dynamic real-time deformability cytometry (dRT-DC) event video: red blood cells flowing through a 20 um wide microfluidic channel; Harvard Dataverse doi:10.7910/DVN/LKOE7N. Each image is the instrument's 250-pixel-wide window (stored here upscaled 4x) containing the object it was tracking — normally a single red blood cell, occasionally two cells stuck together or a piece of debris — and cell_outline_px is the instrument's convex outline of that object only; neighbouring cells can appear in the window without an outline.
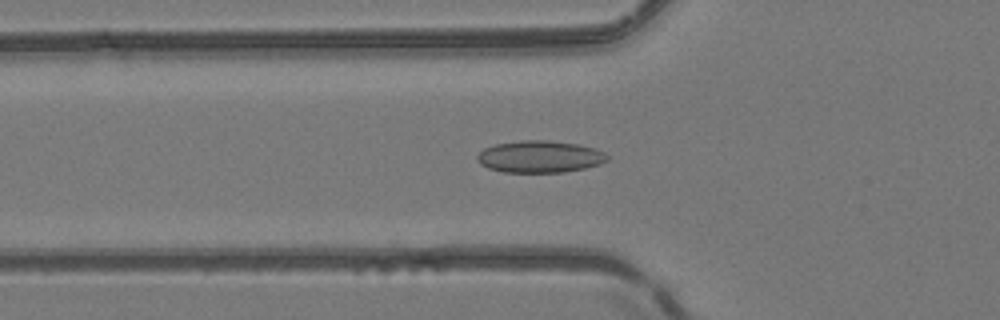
{"species": "common noctule bat (a hibernating species)", "species_latin": "Nyctalus noctula", "temperature_condition": "room temperature", "stored_images_in_passage": 49, "camera_frame_rate_fps": 3000, "um_per_image_px": 0.085, "animal": {"sex": "female", "body_mass_g": 24.6, "forearm_length_mm": 56.2}, "frame": {"image": 1, "passage_image": 17, "time_ms": 5.333, "image_size_px": [1000, 320], "cell_outline_px": [[608, 160], [600, 164], [584, 168], [564, 172], [504, 172], [488, 168], [480, 164], [476, 156], [484, 148], [496, 144], [520, 140], [548, 140], [580, 144], [596, 148], [604, 152], [608, 156]], "centroid_in_image_um": [45.9, 13.31], "position_along_channel_um": 79.9, "area_um2": 24.33}}
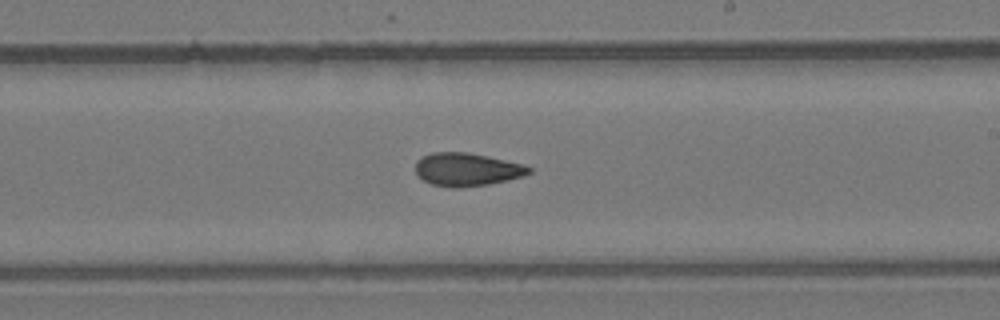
{"frame": {"image": 2, "passage_image": 29, "time_ms": 9.333, "image_size_px": [1000, 320], "cell_outline_px": [[532, 172], [524, 176], [508, 180], [488, 184], [460, 188], [452, 188], [432, 184], [424, 180], [416, 172], [416, 160], [420, 156], [432, 152], [468, 152], [488, 156], [524, 164], [532, 168]], "centroid_in_image_um": [39.7, 14.4], "position_along_channel_um": 249.3, "area_um2": 22.08}}
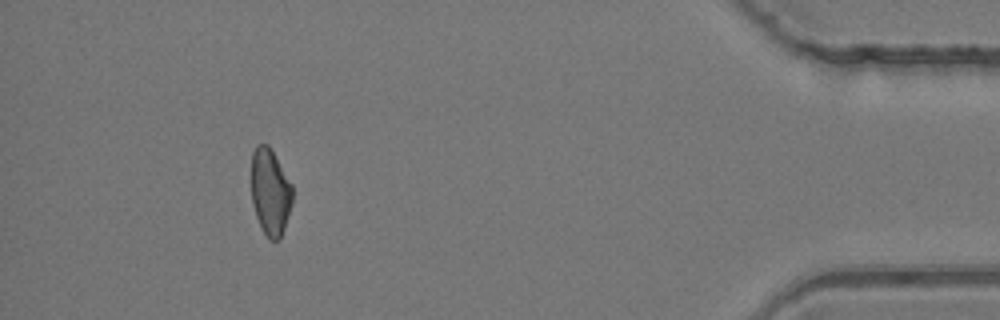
{"frame": {"image": 3, "passage_image": 45, "time_ms": 14.667, "image_size_px": [1000, 320], "cell_outline_px": [[292, 204], [280, 240], [268, 240], [260, 228], [252, 204], [252, 152], [256, 144], [268, 144], [292, 184]], "centroid_in_image_um": [22.96, 16.34], "position_along_channel_um": 412.2, "area_um2": 20.87}, "authors_computed_cell_mechanics": {"area_um2": 22.0218, "velocity_mm_per_s": 4.2051, "shape_relaxation_time_tau1_ms": null, "shape_relaxation_time_tau2_ms": 2.8486, "deformation_change_tau1": null, "deformation_change_tau2": 0.0998}}